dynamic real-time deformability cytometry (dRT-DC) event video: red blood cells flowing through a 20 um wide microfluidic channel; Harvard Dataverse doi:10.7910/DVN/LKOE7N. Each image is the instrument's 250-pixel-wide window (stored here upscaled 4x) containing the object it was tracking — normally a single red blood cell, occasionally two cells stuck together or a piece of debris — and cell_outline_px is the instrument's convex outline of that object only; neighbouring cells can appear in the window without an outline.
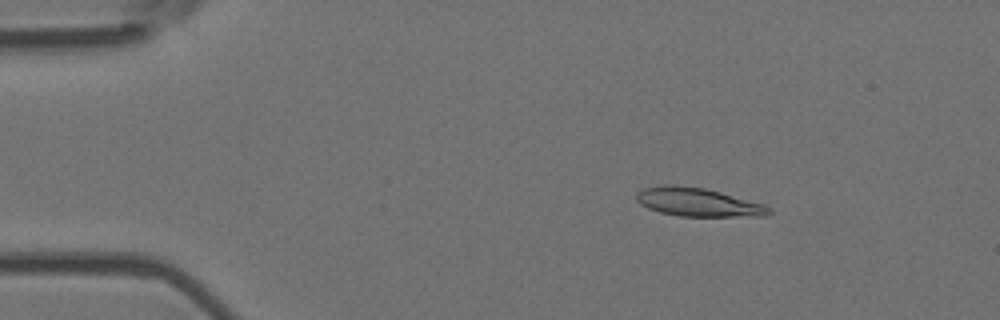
{"species": "Egyptian fruit bat (a non-hibernating species)", "species_latin": "Rousettus aegyptiacus", "temperature_condition": "room temperature", "stored_images_in_passage": 53, "camera_frame_rate_fps": 3000, "um_per_image_px": 0.085, "animal": {"sex": "female"}, "frame": {"image": 1, "passage_image": 8, "time_ms": 2.333, "image_size_px": [1000, 320], "cell_outline_px": [[772, 212], [768, 216], [680, 216], [660, 212], [648, 208], [640, 204], [636, 200], [636, 192], [644, 188], [664, 184], [676, 184], [704, 188], [720, 192], [764, 204], [772, 208]], "centroid_in_image_um": [59.32, 17.18], "position_along_channel_um": 25.7, "area_um2": 22.14}}
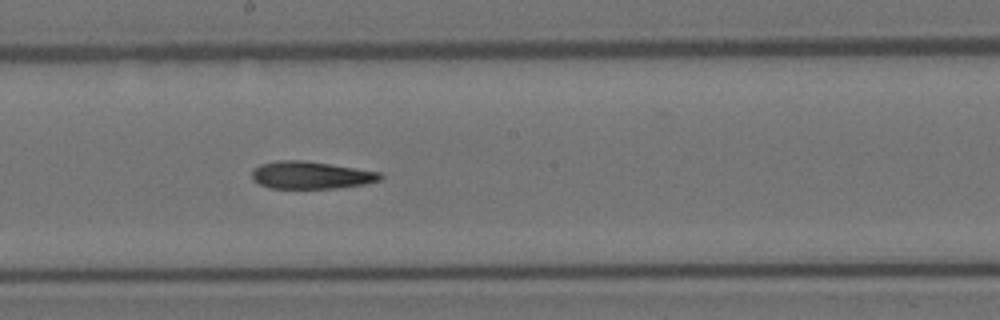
{"frame": {"image": 2, "passage_image": 29, "time_ms": 9.333, "image_size_px": [1000, 320], "cell_outline_px": [[384, 176], [380, 180], [368, 184], [336, 188], [268, 188], [252, 180], [252, 172], [260, 164], [280, 160], [300, 160], [328, 164], [380, 172]], "centroid_in_image_um": [26.44, 14.9], "position_along_channel_um": 221.8, "area_um2": 20.4}}
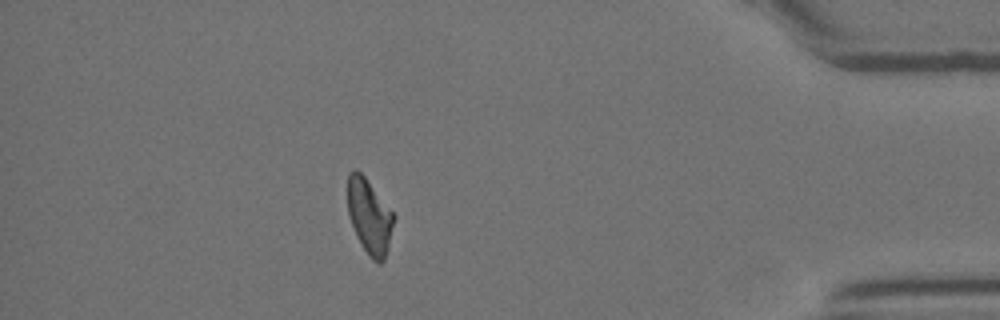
{"frame": {"image": 3, "passage_image": 47, "time_ms": 15.333, "image_size_px": [1000, 320], "cell_outline_px": [[396, 216], [388, 248], [384, 260], [380, 264], [372, 260], [368, 256], [360, 244], [356, 236], [348, 216], [348, 172], [352, 168], [356, 168], [364, 176]], "centroid_in_image_um": [31.39, 18.41], "position_along_channel_um": 403.8, "area_um2": 20.35}}